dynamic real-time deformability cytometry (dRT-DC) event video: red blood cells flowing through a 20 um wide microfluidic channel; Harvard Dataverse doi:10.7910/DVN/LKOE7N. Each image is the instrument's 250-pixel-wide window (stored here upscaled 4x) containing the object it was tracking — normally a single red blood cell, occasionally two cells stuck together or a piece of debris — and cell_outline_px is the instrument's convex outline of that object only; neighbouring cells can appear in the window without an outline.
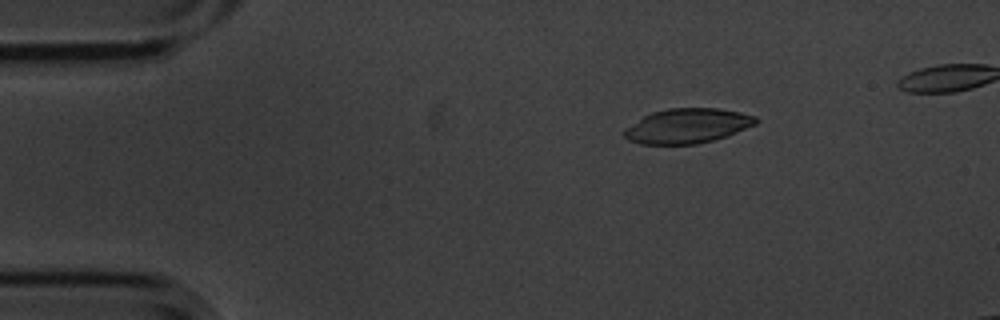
{"species": "common noctule bat (a hibernating species)", "species_latin": "Nyctalus noctula", "temperature_condition": "cold", "stored_images_in_passage": 4, "camera_frame_rate_fps": 3000, "um_per_image_px": 0.085, "animal": {"sex": "male", "body_mass_g": 20.1, "forearm_length_mm": 53.5}, "frame": {"image": 1, "passage_image": 1, "time_ms": 0.0, "image_size_px": [1000, 320], "cell_outline_px": [[760, 120], [756, 124], [728, 136], [696, 144], [640, 144], [628, 140], [624, 136], [624, 128], [644, 116], [652, 112], [668, 108], [716, 108], [740, 112], [756, 116]], "centroid_in_image_um": [58.44, 10.7], "position_along_channel_um": 26.6, "area_um2": 26.7}}